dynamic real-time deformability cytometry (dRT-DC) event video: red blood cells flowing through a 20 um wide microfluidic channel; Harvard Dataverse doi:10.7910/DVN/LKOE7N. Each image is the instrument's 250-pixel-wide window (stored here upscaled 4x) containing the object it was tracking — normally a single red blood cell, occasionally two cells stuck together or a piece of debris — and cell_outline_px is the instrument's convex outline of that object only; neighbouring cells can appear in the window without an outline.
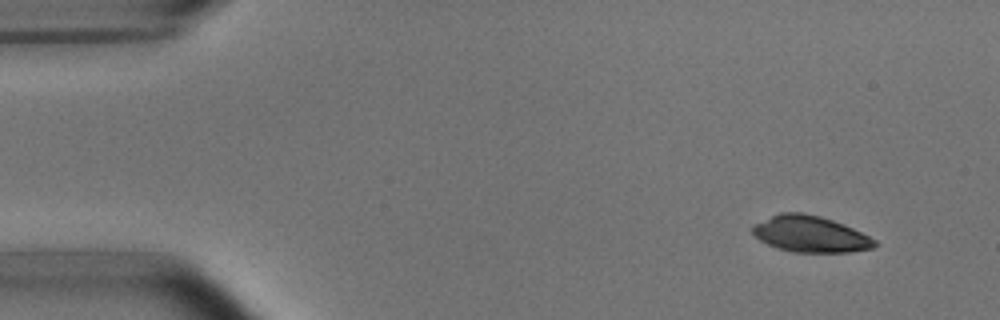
{"species": "common noctule bat (a hibernating species)", "species_latin": "Nyctalus noctula", "temperature_condition": "room temperature", "stored_images_in_passage": 4, "camera_frame_rate_fps": 3000, "um_per_image_px": 0.085, "animal": {"sex": "male", "body_mass_g": 15.6}, "frame": {"image": 1, "passage_image": 1, "time_ms": 0.0, "image_size_px": [1000, 320], "cell_outline_px": [[880, 244], [872, 248], [848, 252], [792, 252], [776, 248], [760, 240], [752, 232], [752, 224], [780, 212], [800, 212], [820, 216], [844, 224], [876, 240]], "centroid_in_image_um": [68.86, 19.89], "position_along_channel_um": 16.1, "area_um2": 25.84}}
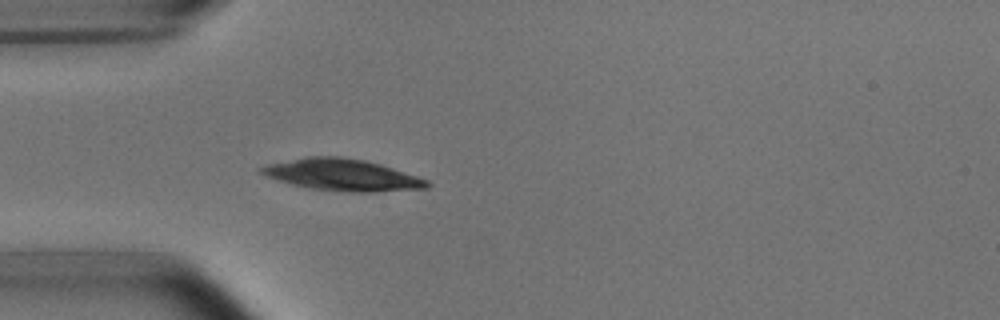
{"frame": {"image": 2, "passage_image": 4, "time_ms": 3.667, "image_size_px": [1000, 320], "cell_outline_px": [[432, 184], [428, 188], [376, 192], [348, 192], [308, 188], [292, 184], [264, 176], [256, 168], [268, 164], [304, 156], [340, 156], [364, 160], [380, 164], [428, 180]], "centroid_in_image_um": [29.06, 14.86], "position_along_channel_um": 55.9, "area_um2": 30.75}}